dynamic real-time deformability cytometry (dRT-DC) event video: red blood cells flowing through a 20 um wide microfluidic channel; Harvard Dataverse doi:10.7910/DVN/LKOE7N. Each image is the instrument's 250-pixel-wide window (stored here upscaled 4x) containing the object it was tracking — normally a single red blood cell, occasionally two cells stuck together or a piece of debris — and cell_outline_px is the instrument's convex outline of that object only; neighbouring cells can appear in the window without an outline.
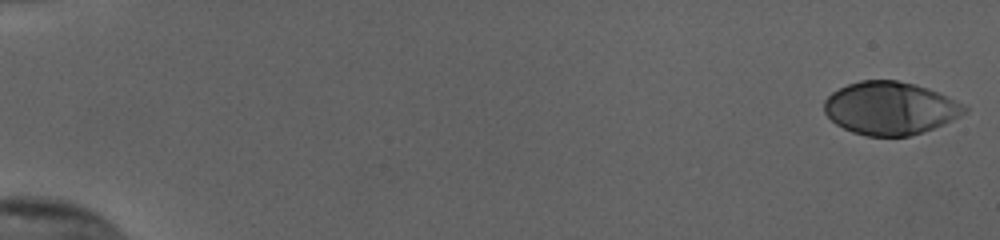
{"species": "human", "species_latin": "Homo sapiens", "temperature_condition": "cold", "stored_images_in_passage": 54, "camera_frame_rate_fps": 3000, "um_per_image_px": 0.085, "donor": {"sex": "female"}, "frame": {"image": 1, "passage_image": 1, "time_ms": 0.0, "image_size_px": [1000, 240], "cell_outline_px": [[968, 112], [944, 124], [908, 136], [868, 136], [852, 132], [836, 124], [824, 112], [824, 100], [832, 92], [848, 84], [860, 80], [896, 80], [916, 84], [928, 88], [964, 104], [968, 108]], "centroid_in_image_um": [75.66, 9.19], "position_along_channel_um": 9.3, "area_um2": 43.12}}
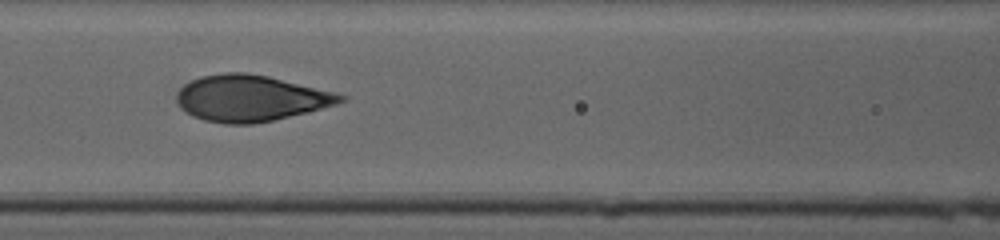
{"frame": {"image": 2, "passage_image": 26, "time_ms": 8.333, "image_size_px": [1000, 240], "cell_outline_px": [[348, 100], [336, 104], [308, 112], [272, 120], [252, 124], [224, 124], [204, 120], [192, 116], [176, 100], [176, 96], [180, 88], [184, 84], [200, 76], [224, 72], [244, 72], [268, 76], [336, 92], [348, 96]], "centroid_in_image_um": [21.33, 8.34], "position_along_channel_um": 145.3, "area_um2": 44.04}}
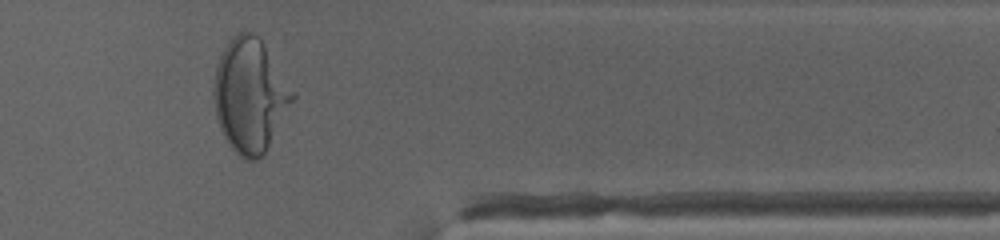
{"frame": {"image": 3, "passage_image": 46, "time_ms": 15.0, "image_size_px": [1000, 240], "cell_outline_px": [[296, 96], [264, 152], [256, 160], [244, 160], [232, 148], [224, 136], [220, 128], [216, 116], [212, 92], [212, 88], [216, 64], [228, 40], [236, 32], [252, 32], [260, 36], [296, 92]], "centroid_in_image_um": [21.24, 8.04], "position_along_channel_um": 390.2, "area_um2": 52.37}, "authors_computed_cell_mechanics": {"area_um2": 43.3789, "velocity_mm_per_s": 3.8294, "shape_relaxation_time_tau1_ms": 4.7892, "shape_relaxation_time_tau2_ms": null, "deformation_change_tau1": 0.2334, "deformation_change_tau2": null}}